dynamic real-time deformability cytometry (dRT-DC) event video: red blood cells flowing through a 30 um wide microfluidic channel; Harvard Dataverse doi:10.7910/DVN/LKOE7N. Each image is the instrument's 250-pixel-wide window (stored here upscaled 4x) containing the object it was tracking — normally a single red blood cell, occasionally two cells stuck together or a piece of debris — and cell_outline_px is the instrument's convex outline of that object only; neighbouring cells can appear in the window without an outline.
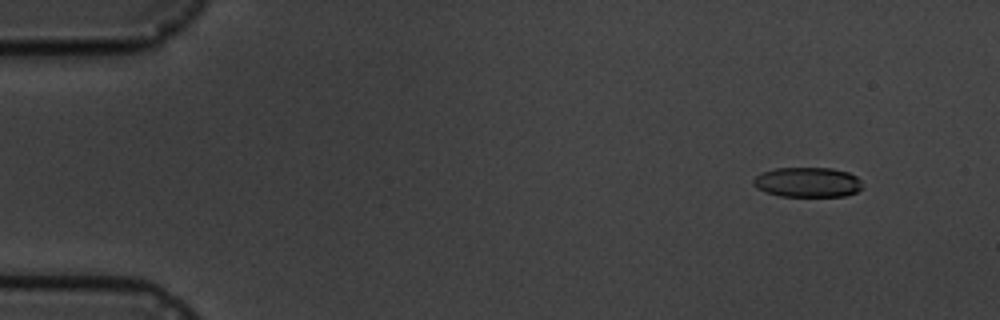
{"species": "common noctule bat (a hibernating species)", "species_latin": "Nyctalus noctula", "temperature_condition": "cold", "stored_images_in_passage": 9, "camera_frame_rate_fps": 3000, "um_per_image_px": 0.085, "animal": {"sex": "male", "body_mass_g": 19.5, "forearm_length_mm": 54.6}, "frame": {"image": 1, "passage_image": 2, "time_ms": 1.333, "image_size_px": [1000, 320], "cell_outline_px": [[864, 188], [856, 192], [844, 196], [780, 196], [764, 192], [756, 188], [752, 184], [752, 180], [756, 176], [764, 172], [776, 168], [832, 168], [848, 172], [856, 176], [860, 180]], "centroid_in_image_um": [68.64, 15.49], "position_along_channel_um": 16.4, "area_um2": 19.13}}
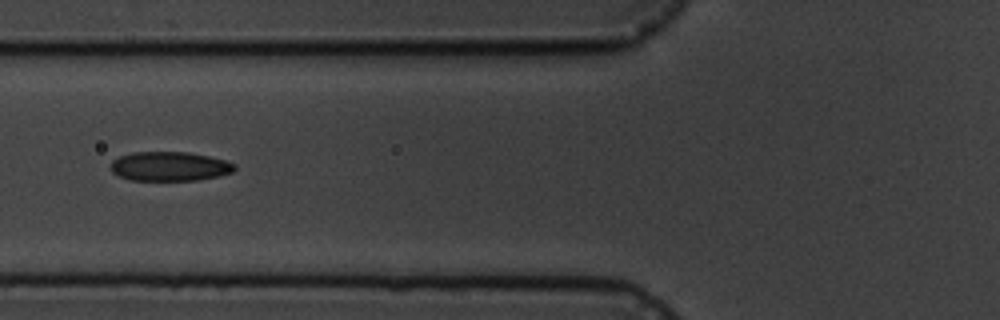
{"frame": {"image": 2, "passage_image": 7, "time_ms": 7.0, "image_size_px": [1000, 320], "cell_outline_px": [[236, 168], [232, 172], [220, 176], [200, 180], [128, 180], [116, 176], [112, 172], [112, 160], [120, 156], [132, 152], [188, 152], [208, 156], [224, 160], [236, 164]], "centroid_in_image_um": [14.41, 14.15], "position_along_channel_um": 111.4, "area_um2": 21.27}}
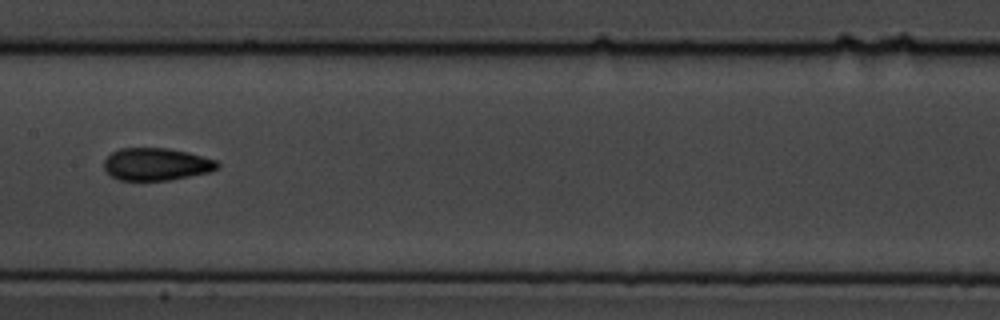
{"frame": {"image": 3, "passage_image": 9, "time_ms": 9.333, "image_size_px": [1000, 320], "cell_outline_px": [[220, 164], [216, 168], [208, 172], [168, 180], [120, 180], [112, 176], [104, 168], [104, 160], [112, 152], [120, 148], [168, 148], [188, 152], [216, 160]], "centroid_in_image_um": [13.27, 13.95], "position_along_channel_um": 194.1, "area_um2": 21.21}}